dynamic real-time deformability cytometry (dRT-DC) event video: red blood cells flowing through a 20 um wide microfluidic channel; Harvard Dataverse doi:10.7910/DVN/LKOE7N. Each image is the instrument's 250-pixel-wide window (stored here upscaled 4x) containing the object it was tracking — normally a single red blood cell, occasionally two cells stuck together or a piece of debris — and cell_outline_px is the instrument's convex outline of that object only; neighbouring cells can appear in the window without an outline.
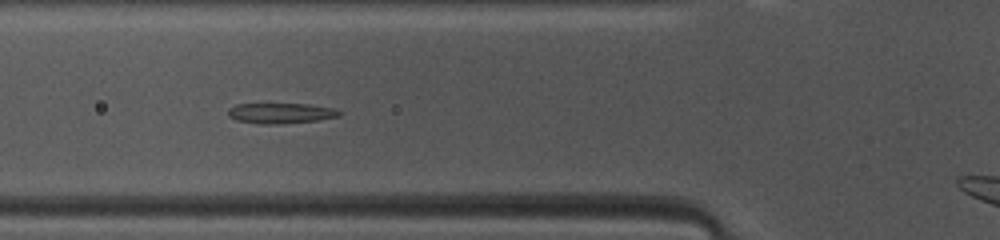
{"species": "common noctule bat (a hibernating species)", "species_latin": "Nyctalus noctula", "temperature_condition": "warm", "stored_images_in_passage": 36, "camera_frame_rate_fps": 3000, "um_per_image_px": 0.085, "animal": {"sex": "female", "body_mass_g": 10.0, "forearm_length_mm": 53.1}, "frame": {"image": 1, "passage_image": 4, "time_ms": 1.0, "image_size_px": [1000, 240], "cell_outline_px": [[344, 112], [340, 116], [316, 120], [280, 124], [260, 124], [236, 120], [228, 116], [228, 108], [236, 104], [308, 104], [332, 108]], "centroid_in_image_um": [23.85, 9.62], "position_along_channel_um": 101.9, "area_um2": 13.24}}
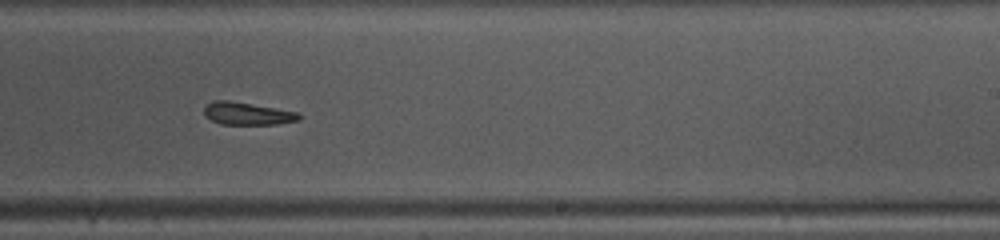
{"frame": {"image": 2, "passage_image": 16, "time_ms": 5.0, "image_size_px": [1000, 240], "cell_outline_px": [[300, 120], [276, 124], [220, 124], [204, 116], [204, 108], [212, 100], [228, 100], [300, 112]], "centroid_in_image_um": [21.02, 9.65], "position_along_channel_um": 268.0, "area_um2": 12.48}}
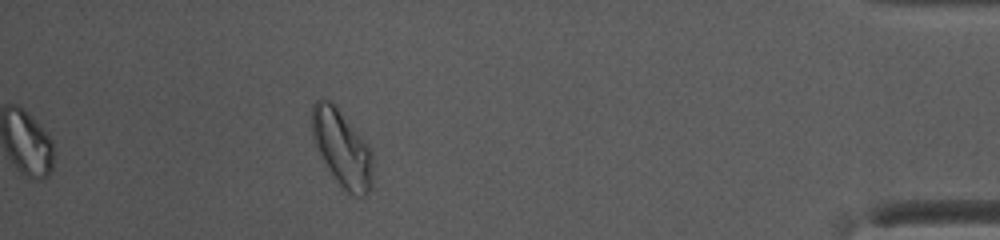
{"frame": {"image": 3, "passage_image": 36, "time_ms": 11.667, "image_size_px": [1000, 240], "cell_outline_px": [[372, 188], [368, 196], [364, 196], [348, 192], [336, 180], [320, 156], [312, 140], [312, 104], [316, 100], [332, 100], [336, 104], [368, 144], [372, 152]], "centroid_in_image_um": [29.07, 12.57], "position_along_channel_um": 406.1, "area_um2": 27.34}, "authors_computed_cell_mechanics": {"area_um2": 13.2073, "velocity_mm_per_s": 4.1504, "shape_relaxation_time_tau1_ms": null, "shape_relaxation_time_tau2_ms": 7.8546, "deformation_change_tau1": null, "deformation_change_tau2": 0.2024}}